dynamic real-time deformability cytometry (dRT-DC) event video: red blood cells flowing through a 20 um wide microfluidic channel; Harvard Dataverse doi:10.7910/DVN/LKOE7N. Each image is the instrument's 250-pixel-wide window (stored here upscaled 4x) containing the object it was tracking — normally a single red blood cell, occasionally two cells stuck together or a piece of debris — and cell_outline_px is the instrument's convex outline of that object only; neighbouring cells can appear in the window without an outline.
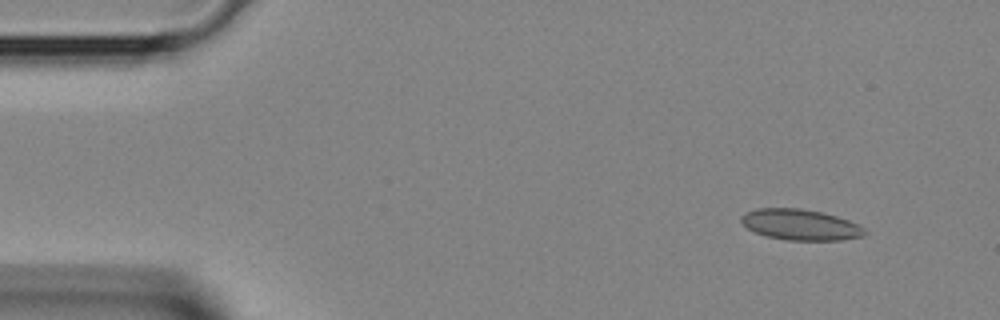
{"species": "Egyptian fruit bat (a non-hibernating species)", "species_latin": "Rousettus aegyptiacus", "temperature_condition": "room temperature", "stored_images_in_passage": 2, "camera_frame_rate_fps": 3000, "um_per_image_px": 0.085, "animal": {"sex": "female"}, "frame": {"image": 1, "passage_image": 1, "time_ms": 0.0, "image_size_px": [1000, 320], "cell_outline_px": [[868, 232], [864, 236], [840, 240], [788, 240], [768, 236], [756, 232], [748, 228], [740, 220], [740, 216], [756, 208], [800, 208], [820, 212], [836, 216], [848, 220], [864, 228]], "centroid_in_image_um": [68.05, 19.1], "position_along_channel_um": 17.0, "area_um2": 21.96}}